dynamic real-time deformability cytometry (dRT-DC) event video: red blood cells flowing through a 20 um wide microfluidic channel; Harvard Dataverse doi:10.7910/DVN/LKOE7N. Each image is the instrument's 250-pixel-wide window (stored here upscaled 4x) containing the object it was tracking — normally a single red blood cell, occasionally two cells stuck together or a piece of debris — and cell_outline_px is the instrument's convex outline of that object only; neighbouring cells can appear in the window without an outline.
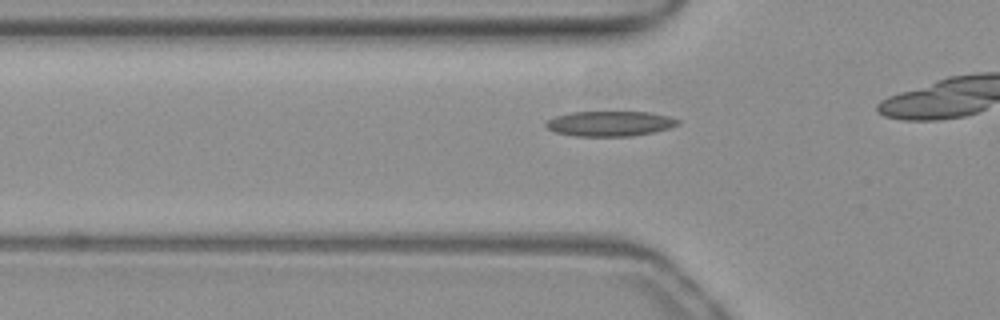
{"species": "common noctule bat (a hibernating species)", "species_latin": "Nyctalus noctula", "temperature_condition": "warm", "stored_images_in_passage": 19, "camera_frame_rate_fps": 3000, "um_per_image_px": 0.085, "animal": {"sex": "female", "body_mass_g": 19.3, "forearm_length_mm": 54.1}, "frame": {"image": 1, "passage_image": 14, "time_ms": 4.333, "image_size_px": [1000, 320], "cell_outline_px": [[680, 124], [668, 128], [652, 132], [632, 136], [576, 136], [556, 132], [548, 128], [544, 124], [548, 120], [556, 116], [572, 112], [652, 112], [668, 116], [680, 120]], "centroid_in_image_um": [51.86, 10.5], "position_along_channel_um": 73.9, "area_um2": 19.19}}